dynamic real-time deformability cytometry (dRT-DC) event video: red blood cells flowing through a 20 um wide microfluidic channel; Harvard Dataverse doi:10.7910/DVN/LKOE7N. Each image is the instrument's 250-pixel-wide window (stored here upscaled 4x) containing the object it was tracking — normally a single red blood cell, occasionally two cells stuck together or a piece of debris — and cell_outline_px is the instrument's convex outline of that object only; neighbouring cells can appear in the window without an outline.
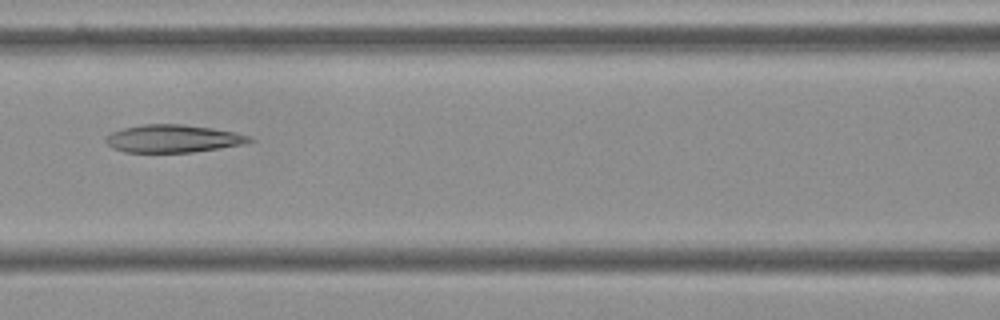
{"species": "Egyptian fruit bat (a non-hibernating species)", "species_latin": "Rousettus aegyptiacus", "temperature_condition": "cold", "stored_images_in_passage": 7, "camera_frame_rate_fps": 3000, "um_per_image_px": 0.085, "frame": {"image": 1, "passage_image": 5, "time_ms": 1.333, "image_size_px": [1000, 320], "cell_outline_px": [[256, 140], [244, 144], [220, 148], [192, 152], [124, 152], [112, 148], [104, 140], [104, 136], [112, 132], [124, 128], [140, 124], [184, 124], [212, 128], [236, 132], [252, 136]], "centroid_in_image_um": [14.72, 11.78], "position_along_channel_um": 151.9, "area_um2": 23.47}}
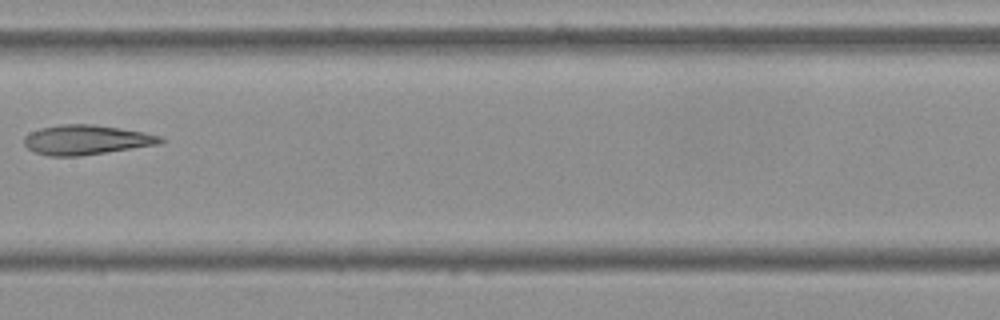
{"frame": {"image": 2, "passage_image": 6, "time_ms": 1.667, "image_size_px": [1000, 320], "cell_outline_px": [[168, 140], [160, 144], [80, 156], [48, 156], [32, 152], [24, 144], [24, 136], [40, 128], [60, 124], [92, 124], [120, 128], [144, 132], [160, 136]], "centroid_in_image_um": [7.34, 11.89], "position_along_channel_um": 200.1, "area_um2": 23.7}}
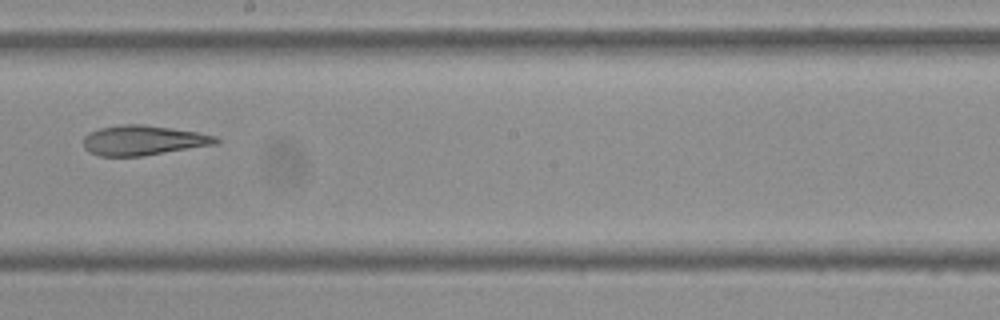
{"frame": {"image": 3, "passage_image": 7, "time_ms": 2.0, "image_size_px": [1000, 320], "cell_outline_px": [[220, 140], [216, 144], [144, 156], [100, 156], [88, 152], [84, 148], [84, 136], [100, 128], [124, 124], [144, 124], [172, 128], [196, 132], [216, 136]], "centroid_in_image_um": [12.17, 11.93], "position_along_channel_um": 236.0, "area_um2": 23.0}}